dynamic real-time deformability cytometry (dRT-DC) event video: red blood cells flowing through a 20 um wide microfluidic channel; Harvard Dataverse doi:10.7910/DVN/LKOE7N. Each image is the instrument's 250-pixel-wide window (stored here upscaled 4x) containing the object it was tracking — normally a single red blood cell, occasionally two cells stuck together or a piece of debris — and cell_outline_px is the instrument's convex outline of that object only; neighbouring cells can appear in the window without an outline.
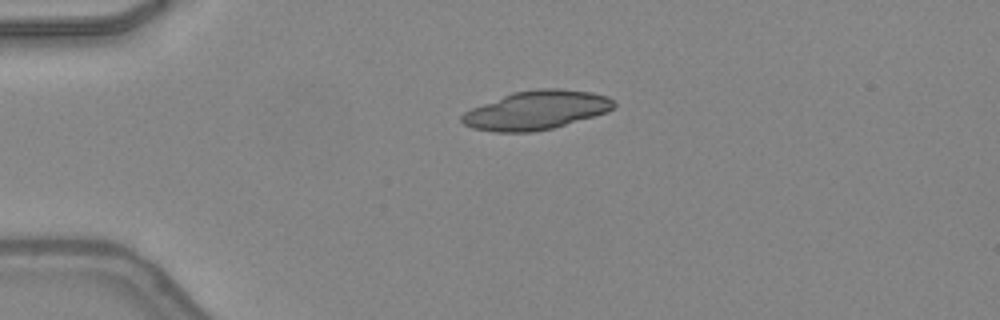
{"species": "common noctule bat (a hibernating species)", "species_latin": "Nyctalus noctula", "temperature_condition": "warm", "stored_images_in_passage": 37, "camera_frame_rate_fps": 3000, "um_per_image_px": 0.085, "animal": {"sex": "female", "body_mass_g": 24.6, "forearm_length_mm": 56.2}, "frame": {"image": 1, "passage_image": 1, "time_ms": 0.0, "image_size_px": [1000, 320], "cell_outline_px": [[616, 104], [608, 112], [552, 128], [532, 132], [492, 132], [472, 128], [464, 124], [460, 120], [460, 116], [464, 112], [472, 108], [512, 92], [536, 88], [556, 88], [592, 92], [608, 96]], "centroid_in_image_um": [45.57, 9.36], "position_along_channel_um": 39.4, "area_um2": 34.39}}